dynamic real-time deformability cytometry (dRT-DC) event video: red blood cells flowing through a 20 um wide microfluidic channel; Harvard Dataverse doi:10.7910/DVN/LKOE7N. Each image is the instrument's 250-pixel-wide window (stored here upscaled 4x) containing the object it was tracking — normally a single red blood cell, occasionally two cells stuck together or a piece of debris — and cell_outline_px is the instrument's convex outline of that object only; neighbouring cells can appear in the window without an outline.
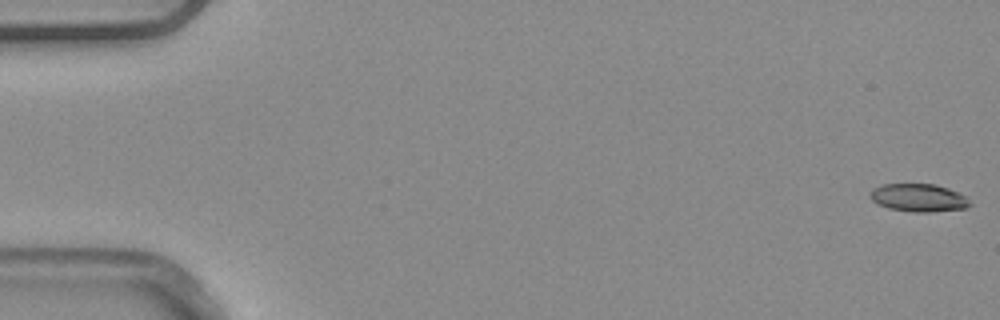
{"species": "common noctule bat (a hibernating species)", "species_latin": "Nyctalus noctula", "temperature_condition": "warm", "stored_images_in_passage": 53, "camera_frame_rate_fps": 3000, "um_per_image_px": 0.085, "animal": {"sex": "male", "body_mass_g": 20.4}, "frame": {"image": 1, "passage_image": 1, "time_ms": 0.0, "image_size_px": [1000, 320], "cell_outline_px": [[972, 204], [964, 208], [928, 212], [916, 212], [888, 208], [872, 200], [868, 196], [868, 192], [884, 184], [936, 184], [948, 188], [964, 196]], "centroid_in_image_um": [78.05, 16.8], "position_along_channel_um": 6.9, "area_um2": 15.95}}
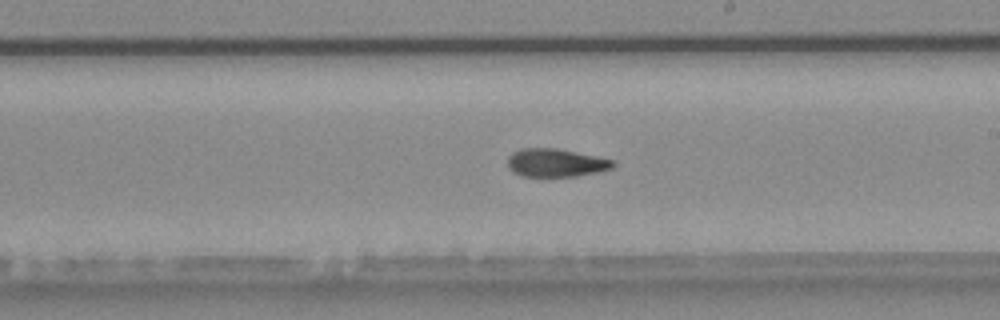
{"frame": {"image": 2, "passage_image": 31, "time_ms": 10.0, "image_size_px": [1000, 320], "cell_outline_px": [[616, 164], [612, 168], [596, 172], [576, 176], [520, 176], [512, 172], [508, 168], [508, 156], [512, 152], [520, 148], [556, 148], [616, 160]], "centroid_in_image_um": [47.22, 13.83], "position_along_channel_um": 241.8, "area_um2": 17.4}}
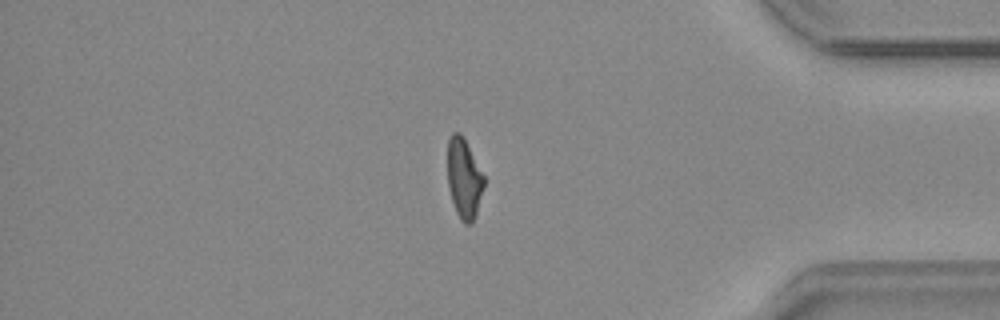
{"frame": {"image": 3, "passage_image": 45, "time_ms": 14.667, "image_size_px": [1000, 320], "cell_outline_px": [[484, 188], [476, 216], [472, 224], [464, 224], [460, 220], [456, 212], [448, 188], [448, 140], [452, 132], [460, 132], [464, 136], [484, 176]], "centroid_in_image_um": [39.45, 15.18], "position_along_channel_um": 395.8, "area_um2": 17.22}, "authors_computed_cell_mechanics": {"area_um2": 17.5134, "velocity_mm_per_s": 3.8944, "shape_relaxation_time_tau1_ms": null, "shape_relaxation_time_tau2_ms": 3.5022, "deformation_change_tau1": null, "deformation_change_tau2": 0.0944}}